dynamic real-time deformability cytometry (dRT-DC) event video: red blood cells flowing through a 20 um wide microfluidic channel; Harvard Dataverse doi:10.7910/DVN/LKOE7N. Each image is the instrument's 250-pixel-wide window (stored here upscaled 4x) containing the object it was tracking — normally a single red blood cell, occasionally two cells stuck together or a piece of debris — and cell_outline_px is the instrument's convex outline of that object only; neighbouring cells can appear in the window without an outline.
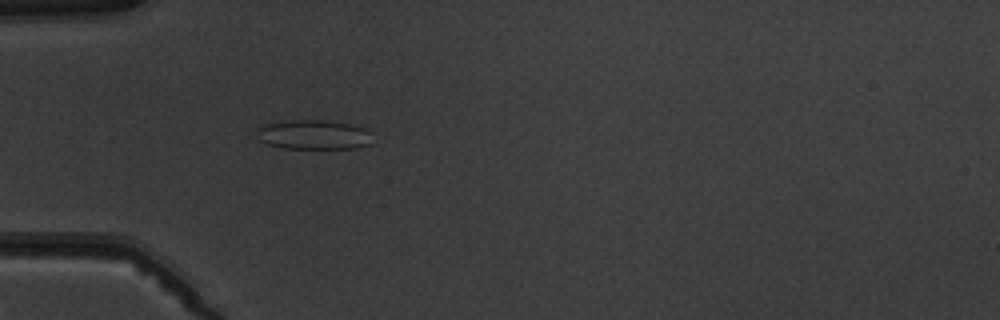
{"species": "common noctule bat (a hibernating species)", "species_latin": "Nyctalus noctula", "temperature_condition": "warm", "stored_images_in_passage": 5, "camera_frame_rate_fps": 3000, "um_per_image_px": 0.085, "animal": {"sex": "male", "body_mass_g": 19.5, "forearm_length_mm": 54.6}, "frame": {"image": 1, "passage_image": 5, "time_ms": 5.667, "image_size_px": [1000, 320], "cell_outline_px": [[368, 144], [356, 148], [284, 148], [268, 144], [260, 140], [256, 132], [256, 128], [268, 124], [288, 120], [324, 120], [348, 124], [364, 128], [368, 132]], "centroid_in_image_um": [26.59, 11.44], "position_along_channel_um": 58.4, "area_um2": 19.42}}